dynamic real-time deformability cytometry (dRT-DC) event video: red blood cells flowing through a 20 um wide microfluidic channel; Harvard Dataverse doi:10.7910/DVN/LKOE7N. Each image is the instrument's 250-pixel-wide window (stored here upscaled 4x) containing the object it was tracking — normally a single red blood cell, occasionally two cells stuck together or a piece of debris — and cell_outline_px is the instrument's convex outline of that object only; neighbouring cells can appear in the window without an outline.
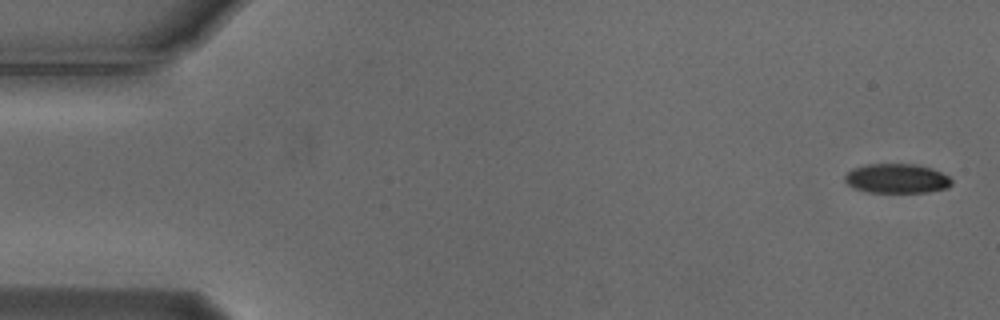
{"species": "Egyptian fruit bat (a non-hibernating species)", "species_latin": "Rousettus aegyptiacus", "temperature_condition": "cold", "stored_images_in_passage": 54, "camera_frame_rate_fps": 3000, "um_per_image_px": 0.085, "animal": {"sex": "male"}, "frame": {"image": 1, "passage_image": 1, "time_ms": 0.0, "image_size_px": [1000, 320], "cell_outline_px": [[952, 184], [948, 188], [928, 192], [868, 192], [852, 188], [844, 180], [844, 176], [852, 168], [868, 164], [916, 164], [932, 168], [948, 176], [952, 180]], "centroid_in_image_um": [76.22, 15.17], "position_along_channel_um": 8.8, "area_um2": 18.44}}
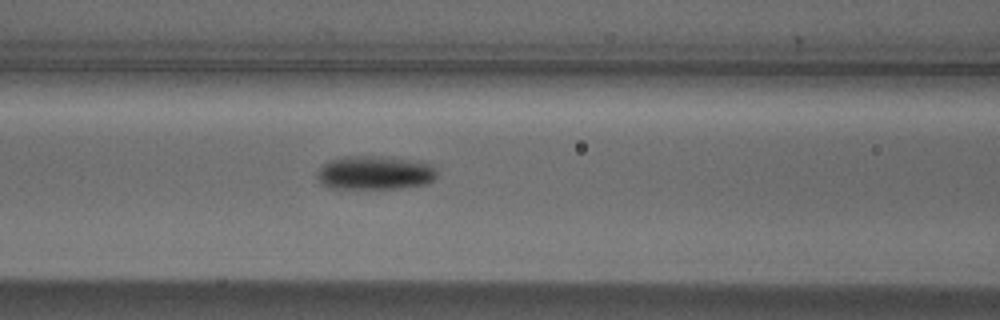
{"frame": {"image": 2, "passage_image": 22, "time_ms": 7.0, "image_size_px": [1000, 320], "cell_outline_px": [[436, 176], [428, 184], [400, 188], [328, 188], [316, 176], [316, 172], [328, 160], [340, 156], [384, 156], [420, 160], [432, 164], [436, 172]], "centroid_in_image_um": [31.88, 14.66], "position_along_channel_um": 134.7, "area_um2": 23.93}}
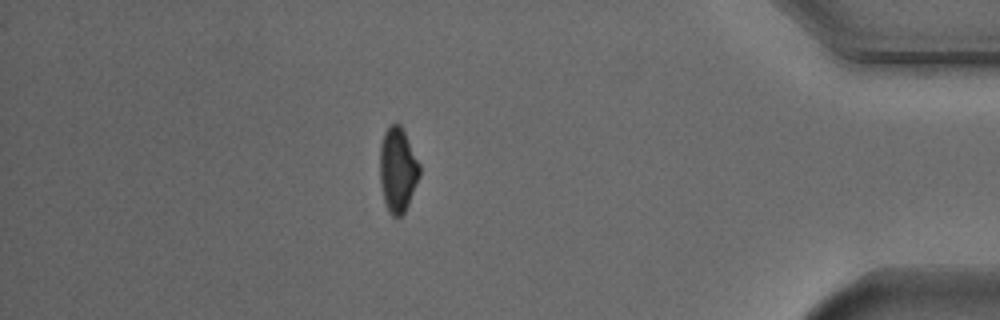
{"frame": {"image": 3, "passage_image": 47, "time_ms": 15.333, "image_size_px": [1000, 320], "cell_outline_px": [[420, 176], [408, 204], [404, 212], [400, 216], [392, 216], [388, 212], [384, 200], [380, 180], [380, 144], [384, 132], [392, 124], [400, 124], [420, 164]], "centroid_in_image_um": [33.8, 14.44], "position_along_channel_um": 401.4, "area_um2": 19.42}, "authors_computed_cell_mechanics": {"area_um2": 20.6635, "velocity_mm_per_s": 3.7316, "shape_relaxation_time_tau1_ms": 4.2152, "shape_relaxation_time_tau2_ms": null, "deformation_change_tau1": 0.1316, "deformation_change_tau2": null}}